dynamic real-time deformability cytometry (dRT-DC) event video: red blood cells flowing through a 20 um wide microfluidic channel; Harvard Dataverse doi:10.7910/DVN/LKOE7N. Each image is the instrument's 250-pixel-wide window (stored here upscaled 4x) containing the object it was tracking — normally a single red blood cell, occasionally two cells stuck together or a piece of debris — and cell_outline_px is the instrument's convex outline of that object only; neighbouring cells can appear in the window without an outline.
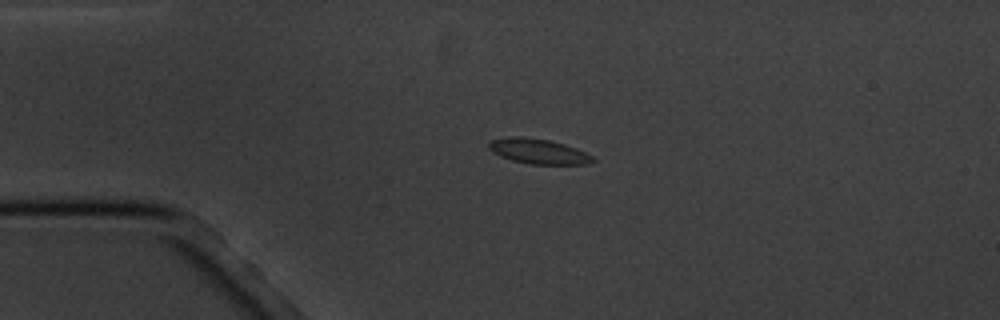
{"species": "common noctule bat (a hibernating species)", "species_latin": "Nyctalus noctula", "temperature_condition": "cold", "stored_images_in_passage": 3, "camera_frame_rate_fps": 3000, "um_per_image_px": 0.085, "animal": {"sex": "male", "body_mass_g": 20.1, "forearm_length_mm": 53.5}, "frame": {"image": 1, "passage_image": 2, "time_ms": 1.333, "image_size_px": [1000, 320], "cell_outline_px": [[596, 160], [588, 164], [532, 164], [512, 160], [500, 156], [492, 152], [488, 148], [488, 144], [492, 140], [508, 136], [524, 136], [548, 140], [564, 144], [576, 148], [592, 156]], "centroid_in_image_um": [45.74, 12.85], "position_along_channel_um": 39.3, "area_um2": 15.14}}